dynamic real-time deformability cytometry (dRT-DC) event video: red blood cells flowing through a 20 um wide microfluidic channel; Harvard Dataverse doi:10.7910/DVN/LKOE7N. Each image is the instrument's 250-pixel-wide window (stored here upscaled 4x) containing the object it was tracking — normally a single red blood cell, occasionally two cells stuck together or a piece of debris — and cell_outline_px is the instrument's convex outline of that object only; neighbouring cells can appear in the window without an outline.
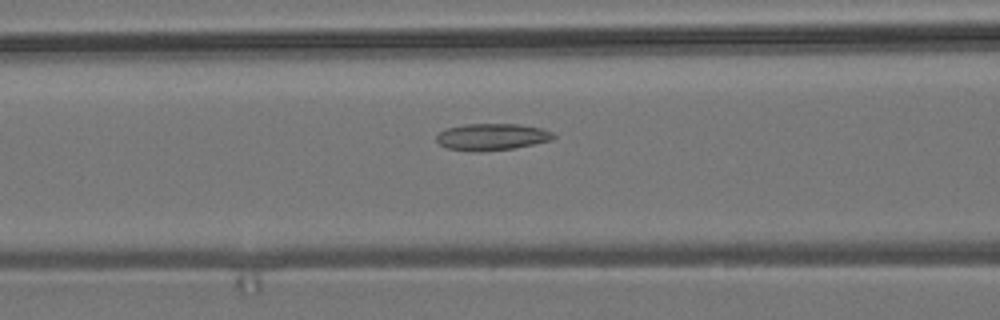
{"species": "common noctule bat (a hibernating species)", "species_latin": "Nyctalus noctula", "temperature_condition": "room temperature", "stored_images_in_passage": 51, "camera_frame_rate_fps": 3000, "um_per_image_px": 0.085, "animal": {"sex": "male", "body_mass_g": 19.2, "forearm_length_mm": 51.8}, "frame": {"image": 1, "passage_image": 18, "time_ms": 5.667, "image_size_px": [1000, 320], "cell_outline_px": [[556, 136], [552, 140], [512, 148], [480, 152], [448, 148], [440, 144], [436, 140], [436, 136], [440, 132], [448, 128], [464, 124], [516, 124], [544, 128], [552, 132]], "centroid_in_image_um": [41.83, 11.62], "position_along_channel_um": 124.8, "area_um2": 18.09}}
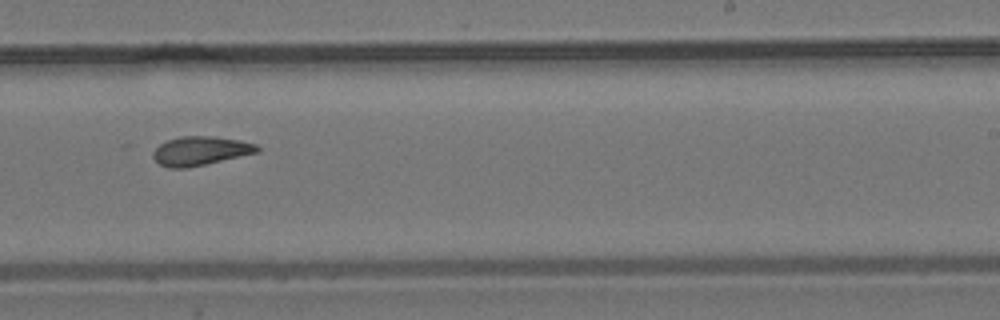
{"frame": {"image": 2, "passage_image": 30, "time_ms": 9.667, "image_size_px": [1000, 320], "cell_outline_px": [[260, 152], [188, 168], [168, 168], [160, 164], [152, 156], [152, 152], [160, 144], [168, 140], [180, 136], [216, 136], [240, 140], [256, 144], [260, 148]], "centroid_in_image_um": [17.06, 12.82], "position_along_channel_um": 271.9, "area_um2": 17.69}}
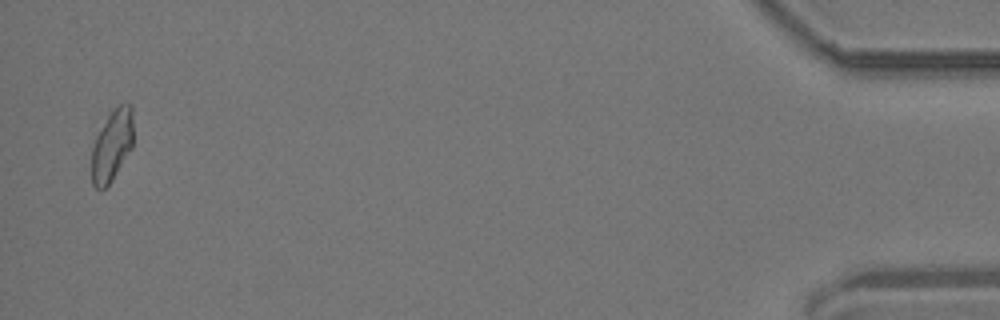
{"frame": {"image": 3, "passage_image": 50, "time_ms": 16.333, "image_size_px": [1000, 320], "cell_outline_px": [[132, 148], [112, 180], [104, 188], [96, 188], [92, 184], [92, 148], [96, 136], [112, 108], [120, 104], [128, 104], [132, 108]], "centroid_in_image_um": [9.51, 12.35], "position_along_channel_um": 425.7, "area_um2": 17.17}, "authors_computed_cell_mechanics": {"area_um2": 17.6868, "velocity_mm_per_s": 3.6944, "shape_relaxation_time_tau1_ms": null, "shape_relaxation_time_tau2_ms": 3.1919, "deformation_change_tau1": null, "deformation_change_tau2": 0.0941}}